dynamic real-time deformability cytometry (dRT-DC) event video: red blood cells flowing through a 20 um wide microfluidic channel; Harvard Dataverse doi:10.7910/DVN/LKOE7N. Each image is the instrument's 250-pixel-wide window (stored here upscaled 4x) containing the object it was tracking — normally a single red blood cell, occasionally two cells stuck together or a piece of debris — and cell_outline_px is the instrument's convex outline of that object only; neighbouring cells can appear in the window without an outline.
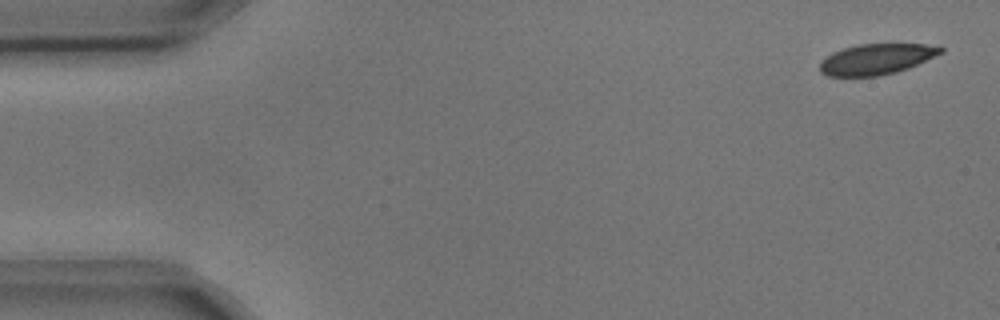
{"species": "common noctule bat (a hibernating species)", "species_latin": "Nyctalus noctula", "temperature_condition": "cold", "stored_images_in_passage": 5, "camera_frame_rate_fps": 3000, "um_per_image_px": 0.085, "animal": {"sex": "male", "body_mass_g": 17.9, "forearm_length_mm": 54.2}, "frame": {"image": 1, "passage_image": 1, "time_ms": 0.0, "image_size_px": [1000, 320], "cell_outline_px": [[944, 52], [908, 68], [896, 72], [880, 76], [828, 76], [820, 72], [820, 64], [832, 52], [856, 44], [940, 44], [944, 48]], "centroid_in_image_um": [74.55, 5.01], "position_along_channel_um": 10.4, "area_um2": 21.68}}
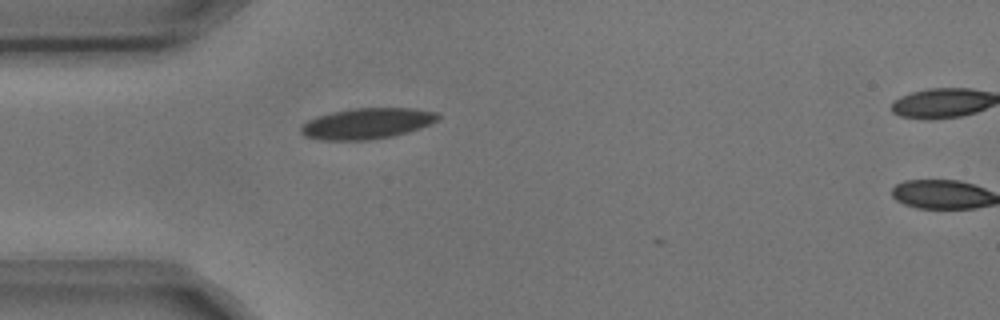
{"frame": {"image": 2, "passage_image": 4, "time_ms": 1.0, "image_size_px": [1000, 320], "cell_outline_px": [[440, 116], [436, 120], [420, 128], [396, 136], [368, 140], [320, 140], [304, 136], [300, 132], [300, 128], [308, 120], [316, 116], [332, 112], [356, 108], [412, 108], [436, 112]], "centroid_in_image_um": [31.17, 10.5], "position_along_channel_um": 53.8, "area_um2": 24.62}}